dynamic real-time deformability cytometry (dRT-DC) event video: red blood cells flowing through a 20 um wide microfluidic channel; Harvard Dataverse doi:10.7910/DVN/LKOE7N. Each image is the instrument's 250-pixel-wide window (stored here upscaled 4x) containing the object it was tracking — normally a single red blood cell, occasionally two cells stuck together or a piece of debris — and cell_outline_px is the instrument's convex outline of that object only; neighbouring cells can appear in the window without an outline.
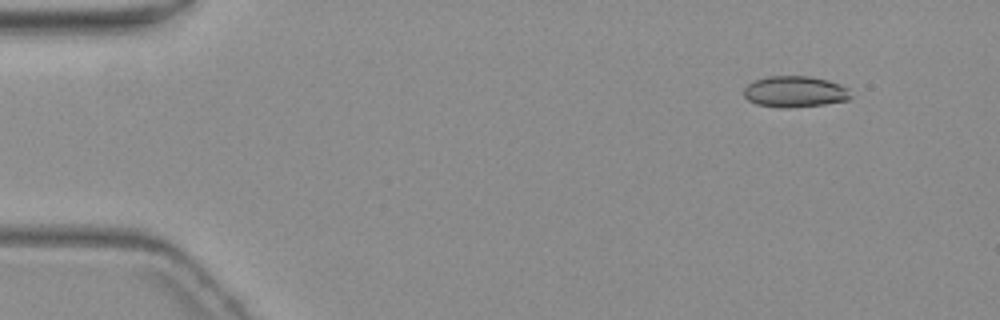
{"species": "common noctule bat (a hibernating species)", "species_latin": "Nyctalus noctula", "temperature_condition": "warm", "stored_images_in_passage": 4, "camera_frame_rate_fps": 3000, "um_per_image_px": 0.085, "animal": {"sex": "female", "body_mass_g": 19.3, "forearm_length_mm": 54.1}, "frame": {"image": 1, "passage_image": 1, "time_ms": 0.0, "image_size_px": [1000, 320], "cell_outline_px": [[852, 96], [848, 100], [824, 104], [788, 108], [780, 108], [756, 104], [748, 100], [744, 96], [744, 88], [752, 80], [768, 76], [812, 76], [828, 80], [840, 84], [848, 88]], "centroid_in_image_um": [67.56, 7.78], "position_along_channel_um": 17.4, "area_um2": 19.65}}